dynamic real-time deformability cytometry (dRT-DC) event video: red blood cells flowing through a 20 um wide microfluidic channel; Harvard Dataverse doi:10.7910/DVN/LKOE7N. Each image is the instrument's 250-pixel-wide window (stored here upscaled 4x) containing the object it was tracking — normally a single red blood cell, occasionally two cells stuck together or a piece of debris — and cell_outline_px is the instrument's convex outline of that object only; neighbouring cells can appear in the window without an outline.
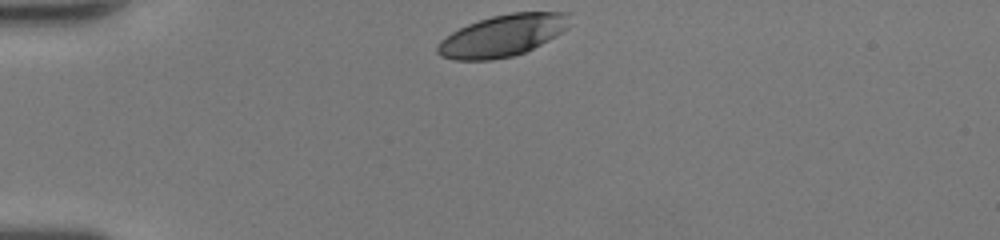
{"species": "human", "species_latin": "Homo sapiens", "temperature_condition": "room temperature", "stored_images_in_passage": 29, "camera_frame_rate_fps": 3000, "um_per_image_px": 0.085, "donor": {"sex": "female"}, "frame": {"image": 1, "passage_image": 1, "time_ms": 0.0, "image_size_px": [1000, 240], "cell_outline_px": [[568, 28], [556, 36], [524, 52], [512, 56], [492, 60], [456, 60], [440, 56], [436, 52], [436, 48], [440, 40], [452, 32], [468, 24], [492, 16], [512, 12], [568, 12]], "centroid_in_image_um": [42.69, 3.03], "position_along_channel_um": 42.3, "area_um2": 31.91}}
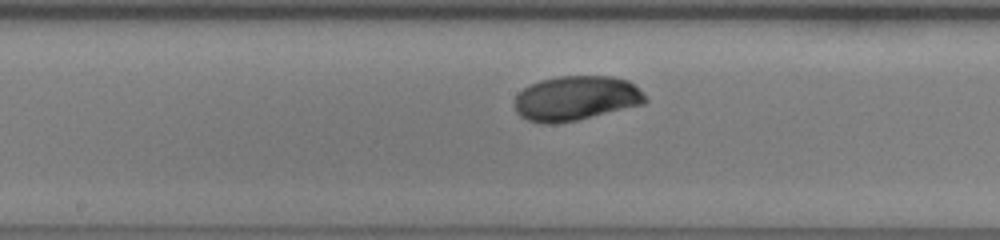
{"frame": {"image": 2, "passage_image": 15, "time_ms": 4.667, "image_size_px": [1000, 240], "cell_outline_px": [[648, 100], [644, 104], [576, 120], [556, 124], [544, 124], [528, 120], [520, 116], [516, 112], [516, 96], [524, 88], [540, 80], [556, 76], [612, 76], [628, 80]], "centroid_in_image_um": [48.94, 8.35], "position_along_channel_um": 199.3, "area_um2": 33.76}}
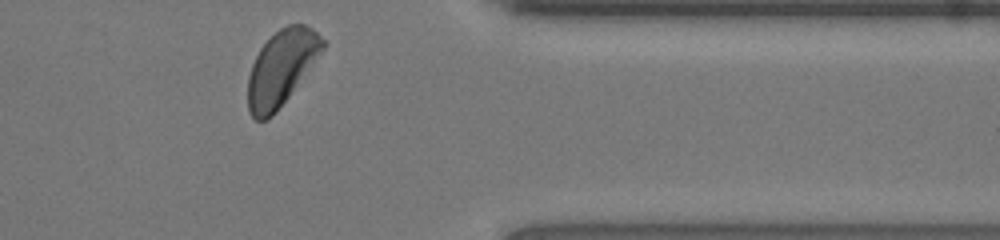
{"frame": {"image": 3, "passage_image": 29, "time_ms": 9.333, "image_size_px": [1000, 240], "cell_outline_px": [[324, 48], [288, 96], [272, 116], [264, 120], [256, 120], [248, 112], [248, 76], [252, 64], [260, 48], [280, 28], [288, 24], [304, 24], [312, 28], [324, 40]], "centroid_in_image_um": [23.88, 5.76], "position_along_channel_um": 387.5, "area_um2": 31.96}, "authors_computed_cell_mechanics": {"area_um2": 33.4662, "velocity_mm_per_s": 4.2638, "shape_relaxation_time_tau1_ms": 2.8791, "shape_relaxation_time_tau2_ms": null, "deformation_change_tau1": 0.133, "deformation_change_tau2": null}}